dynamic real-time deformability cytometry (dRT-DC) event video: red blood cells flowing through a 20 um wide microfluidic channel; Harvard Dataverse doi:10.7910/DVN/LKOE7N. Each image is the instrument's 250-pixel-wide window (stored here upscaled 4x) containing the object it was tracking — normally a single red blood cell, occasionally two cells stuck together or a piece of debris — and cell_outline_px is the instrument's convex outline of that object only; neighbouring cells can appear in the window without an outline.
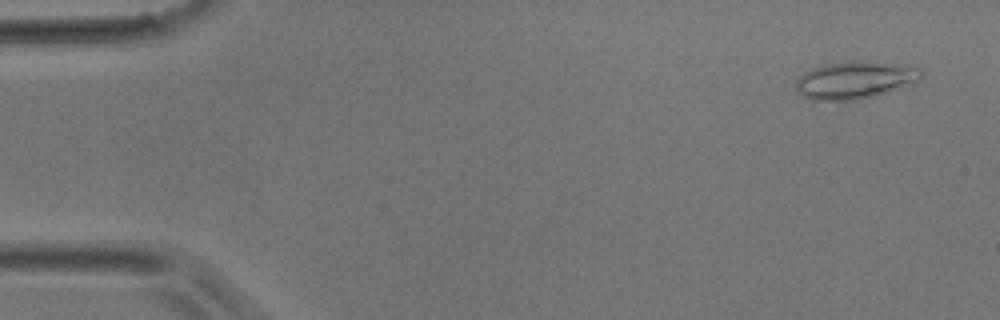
{"species": "common noctule bat (a hibernating species)", "species_latin": "Nyctalus noctula", "temperature_condition": "room temperature", "stored_images_in_passage": 5, "camera_frame_rate_fps": 3000, "um_per_image_px": 0.085, "animal": {"sex": "male", "body_mass_g": 17.9}, "frame": {"image": 1, "passage_image": 1, "time_ms": 0.0, "image_size_px": [1000, 320], "cell_outline_px": [[924, 76], [908, 84], [872, 96], [856, 100], [812, 100], [804, 96], [796, 88], [796, 80], [800, 76], [812, 68], [828, 64], [856, 60], [868, 60], [908, 64], [920, 68], [924, 72]], "centroid_in_image_um": [72.71, 6.77], "position_along_channel_um": 12.3, "area_um2": 27.22}}
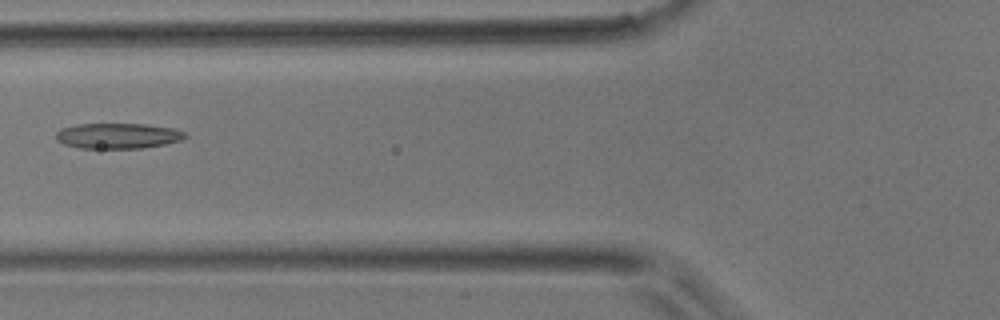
{"frame": {"image": 2, "passage_image": 5, "time_ms": 1.333, "image_size_px": [1000, 320], "cell_outline_px": [[188, 136], [180, 140], [164, 144], [140, 148], [80, 148], [64, 144], [56, 140], [56, 132], [60, 128], [76, 124], [144, 124], [172, 128], [184, 132]], "centroid_in_image_um": [9.97, 11.54], "position_along_channel_um": 115.8, "area_um2": 19.07}}